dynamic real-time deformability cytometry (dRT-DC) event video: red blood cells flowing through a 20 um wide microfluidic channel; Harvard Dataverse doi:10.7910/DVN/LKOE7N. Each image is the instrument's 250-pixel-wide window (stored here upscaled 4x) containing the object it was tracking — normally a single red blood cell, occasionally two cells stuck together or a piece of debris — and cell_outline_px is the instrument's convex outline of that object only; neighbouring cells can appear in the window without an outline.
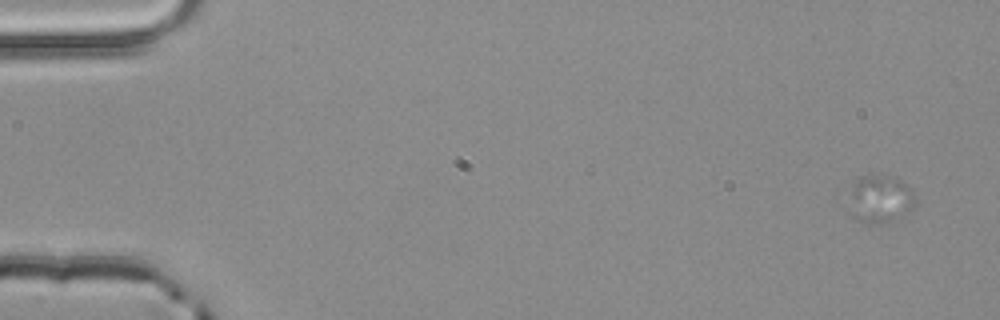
{"species": "common noctule bat (a hibernating species)", "species_latin": "Nyctalus noctula", "temperature_condition": "room temperature", "stored_images_in_passage": 4, "camera_frame_rate_fps": 3000, "um_per_image_px": 0.085, "animal": {"sex": "male", "body_mass_g": 20.4}, "frame": {"image": 1, "passage_image": 1, "time_ms": 0.0, "image_size_px": [1000, 320], "cell_outline_px": [[916, 204], [904, 216], [888, 224], [864, 224], [852, 216], [848, 212], [852, 192], [856, 180], [860, 176], [872, 172], [892, 176], [900, 180], [916, 196]], "centroid_in_image_um": [74.82, 16.94], "position_along_channel_um": 10.2, "area_um2": 19.13}}
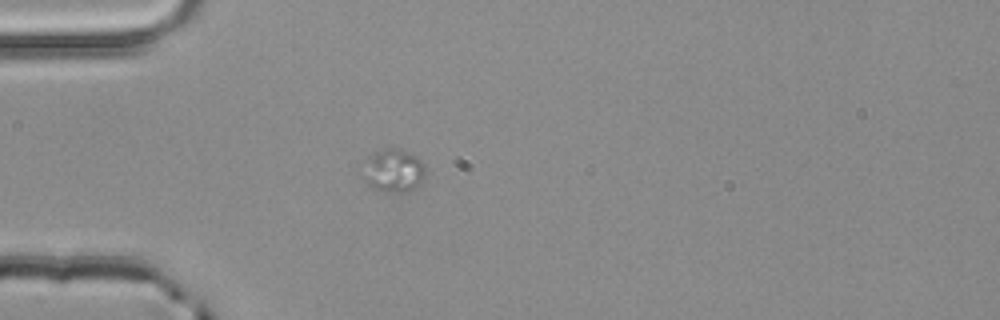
{"frame": {"image": 2, "passage_image": 4, "time_ms": 1.0, "image_size_px": [1000, 320], "cell_outline_px": [[424, 172], [420, 180], [416, 184], [404, 192], [384, 192], [372, 188], [368, 184], [368, 160], [376, 152], [388, 148], [392, 148], [408, 152], [416, 156], [424, 164]], "centroid_in_image_um": [33.51, 14.5], "position_along_channel_um": 51.5, "area_um2": 14.45}}